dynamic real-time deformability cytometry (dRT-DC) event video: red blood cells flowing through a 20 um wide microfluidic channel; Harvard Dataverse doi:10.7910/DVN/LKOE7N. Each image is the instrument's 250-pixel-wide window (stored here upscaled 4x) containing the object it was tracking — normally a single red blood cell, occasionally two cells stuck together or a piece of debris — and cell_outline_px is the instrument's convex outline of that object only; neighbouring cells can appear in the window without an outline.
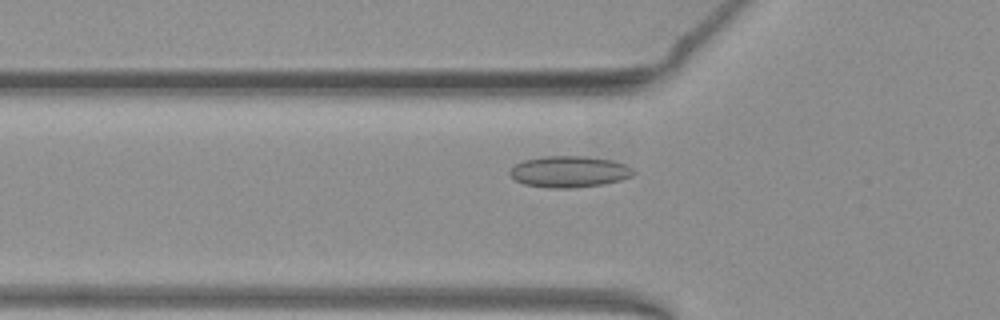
{"species": "common noctule bat (a hibernating species)", "species_latin": "Nyctalus noctula", "temperature_condition": "warm", "stored_images_in_passage": 44, "camera_frame_rate_fps": 3000, "um_per_image_px": 0.085, "animal": {"sex": "female", "body_mass_g": 19.3, "forearm_length_mm": 54.1}, "frame": {"image": 1, "passage_image": 9, "time_ms": 2.667, "image_size_px": [1000, 320], "cell_outline_px": [[636, 172], [632, 176], [620, 180], [600, 184], [572, 188], [548, 188], [524, 184], [516, 180], [508, 172], [516, 164], [524, 160], [544, 156], [584, 156], [612, 160], [624, 164], [632, 168]], "centroid_in_image_um": [48.38, 14.59], "position_along_channel_um": 77.4, "area_um2": 22.43}}
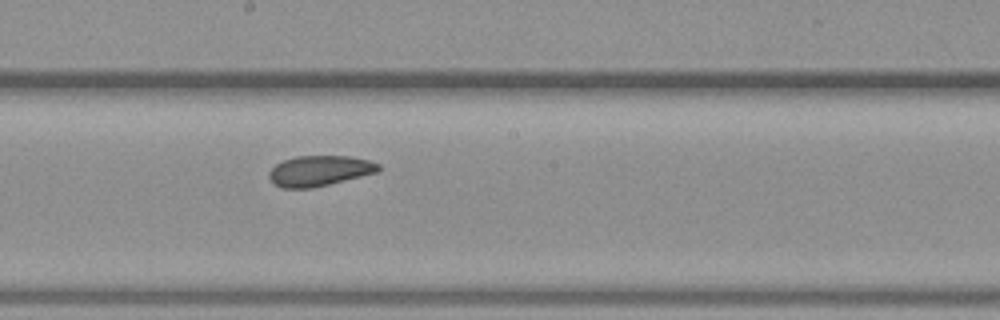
{"frame": {"image": 2, "passage_image": 20, "time_ms": 6.333, "image_size_px": [1000, 320], "cell_outline_px": [[380, 168], [376, 172], [312, 188], [284, 188], [276, 184], [268, 176], [268, 172], [276, 164], [284, 160], [296, 156], [352, 156], [368, 160], [380, 164]], "centroid_in_image_um": [27.14, 14.5], "position_along_channel_um": 221.1, "area_um2": 19.13}}
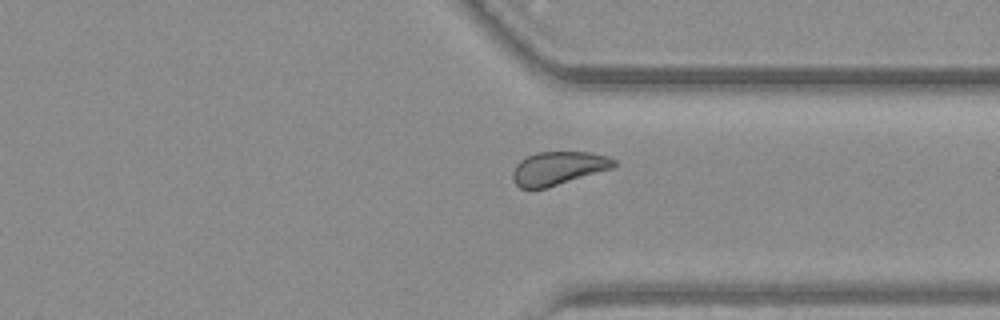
{"frame": {"image": 3, "passage_image": 31, "time_ms": 10.0, "image_size_px": [1000, 320], "cell_outline_px": [[616, 164], [612, 168], [548, 188], [520, 188], [512, 180], [512, 172], [516, 164], [520, 160], [536, 152], [592, 152], [608, 156], [616, 160]], "centroid_in_image_um": [47.45, 14.3], "position_along_channel_um": 364.0, "area_um2": 19.77}, "authors_computed_cell_mechanics": {"area_um2": 20.4034, "velocity_mm_per_s": 3.8999, "shape_relaxation_time_tau1_ms": null, "shape_relaxation_time_tau2_ms": 3.0901, "deformation_change_tau1": null, "deformation_change_tau2": 0.0696}}